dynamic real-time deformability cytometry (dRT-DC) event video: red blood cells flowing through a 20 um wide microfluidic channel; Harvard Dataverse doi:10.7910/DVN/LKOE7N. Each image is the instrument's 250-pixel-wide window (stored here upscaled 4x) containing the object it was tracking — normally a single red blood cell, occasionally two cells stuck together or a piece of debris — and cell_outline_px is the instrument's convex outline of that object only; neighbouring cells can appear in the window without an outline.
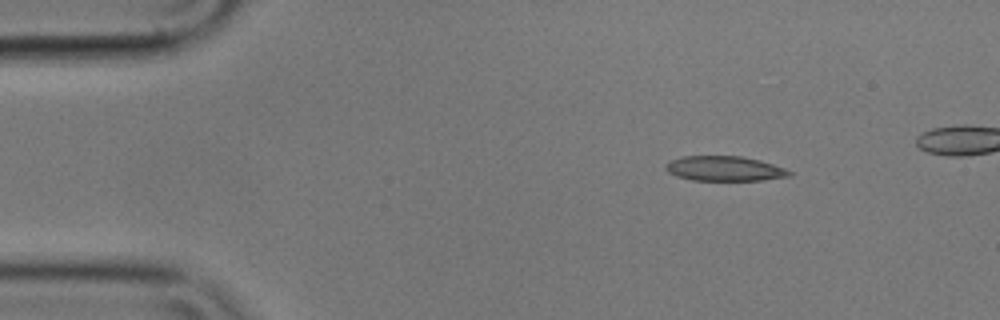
{"species": "common noctule bat (a hibernating species)", "species_latin": "Nyctalus noctula", "temperature_condition": "cold", "stored_images_in_passage": 4, "camera_frame_rate_fps": 3000, "um_per_image_px": 0.085, "animal": {"sex": "male", "body_mass_g": 17.9}, "frame": {"image": 1, "passage_image": 1, "time_ms": 0.0, "image_size_px": [1000, 320], "cell_outline_px": [[792, 176], [764, 180], [692, 180], [676, 176], [668, 172], [664, 168], [664, 164], [680, 156], [740, 156], [760, 160], [784, 168], [792, 172]], "centroid_in_image_um": [61.57, 14.33], "position_along_channel_um": 23.4, "area_um2": 17.98}}